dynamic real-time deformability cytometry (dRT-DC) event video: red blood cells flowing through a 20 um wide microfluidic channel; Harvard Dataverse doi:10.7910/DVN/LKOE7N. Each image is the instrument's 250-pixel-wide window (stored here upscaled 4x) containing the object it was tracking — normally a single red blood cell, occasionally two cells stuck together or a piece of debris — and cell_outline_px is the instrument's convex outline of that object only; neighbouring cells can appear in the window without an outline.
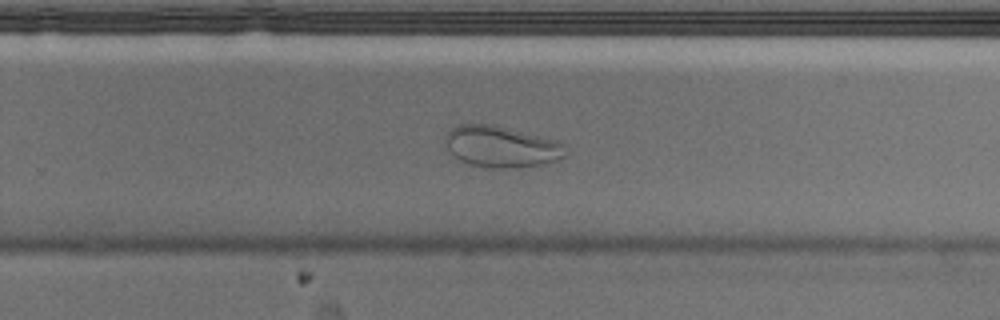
{"species": "Egyptian fruit bat (a non-hibernating species)", "species_latin": "Rousettus aegyptiacus", "temperature_condition": "cold", "stored_images_in_passage": 39, "camera_frame_rate_fps": 3000, "um_per_image_px": 0.085, "animal": {"sex": "male"}, "frame": {"image": 1, "passage_image": 28, "time_ms": 9.0, "image_size_px": [1000, 320], "cell_outline_px": [[564, 156], [540, 164], [504, 168], [492, 168], [468, 164], [460, 160], [448, 148], [444, 136], [452, 128], [460, 124], [488, 124], [556, 140], [564, 144]], "centroid_in_image_um": [42.55, 12.46], "position_along_channel_um": 287.2, "area_um2": 28.03}}